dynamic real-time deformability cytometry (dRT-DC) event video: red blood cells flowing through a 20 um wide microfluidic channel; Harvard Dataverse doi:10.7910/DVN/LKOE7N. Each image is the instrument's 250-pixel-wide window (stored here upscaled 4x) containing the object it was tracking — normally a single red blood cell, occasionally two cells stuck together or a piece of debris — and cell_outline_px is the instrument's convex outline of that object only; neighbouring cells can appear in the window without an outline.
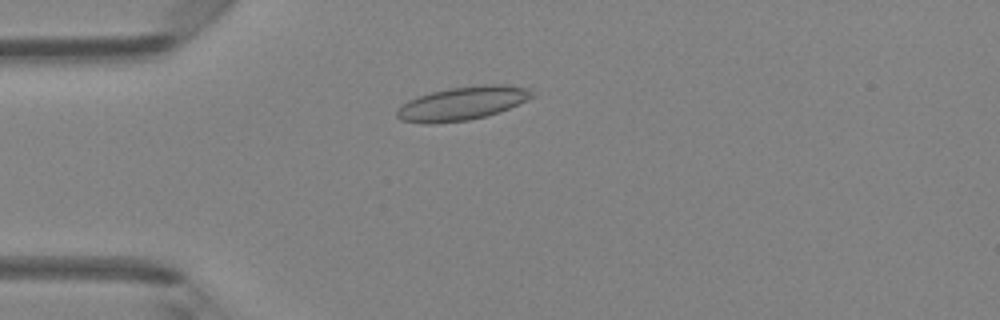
{"species": "Egyptian fruit bat (a non-hibernating species)", "species_latin": "Rousettus aegyptiacus", "temperature_condition": "room temperature", "stored_images_in_passage": 42, "camera_frame_rate_fps": 3000, "um_per_image_px": 0.085, "animal": {"sex": "female"}, "frame": {"image": 1, "passage_image": 7, "time_ms": 2.0, "image_size_px": [1000, 320], "cell_outline_px": [[536, 96], [500, 112], [468, 120], [432, 124], [424, 124], [400, 120], [396, 116], [396, 112], [408, 100], [432, 92], [448, 88], [480, 84], [504, 84], [528, 88]], "centroid_in_image_um": [39.32, 8.78], "position_along_channel_um": 45.7, "area_um2": 26.41}}
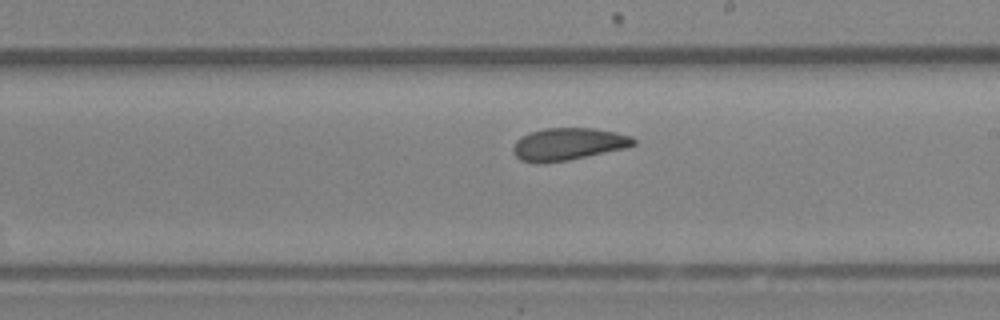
{"frame": {"image": 2, "passage_image": 22, "time_ms": 7.0, "image_size_px": [1000, 320], "cell_outline_px": [[636, 144], [624, 148], [568, 160], [520, 160], [512, 152], [512, 148], [516, 140], [532, 132], [544, 128], [592, 128], [616, 132], [632, 136], [636, 140]], "centroid_in_image_um": [48.35, 12.21], "position_along_channel_um": 240.6, "area_um2": 21.91}}
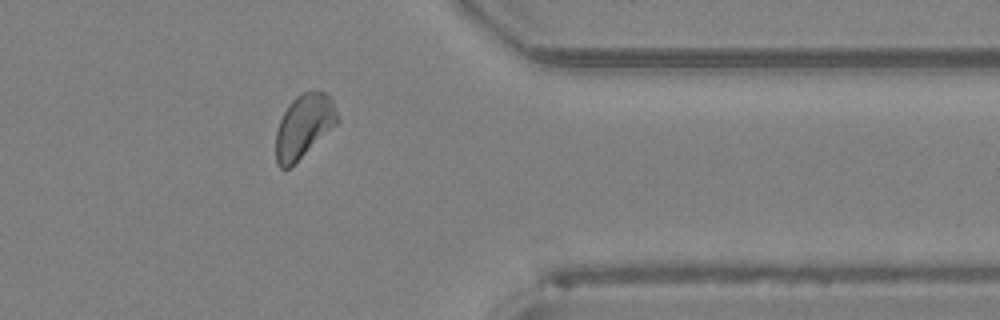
{"frame": {"image": 3, "passage_image": 33, "time_ms": 10.667, "image_size_px": [1000, 320], "cell_outline_px": [[340, 120], [336, 124], [288, 168], [280, 168], [276, 164], [276, 132], [280, 120], [288, 104], [296, 96], [308, 88], [320, 88], [332, 100]], "centroid_in_image_um": [25.82, 10.63], "position_along_channel_um": 385.6, "area_um2": 22.66}, "authors_computed_cell_mechanics": {"area_um2": 22.9755, "velocity_mm_per_s": 4.2773, "shape_relaxation_time_tau1_ms": null, "shape_relaxation_time_tau2_ms": 2.2958, "deformation_change_tau1": null, "deformation_change_tau2": 0.0775}}